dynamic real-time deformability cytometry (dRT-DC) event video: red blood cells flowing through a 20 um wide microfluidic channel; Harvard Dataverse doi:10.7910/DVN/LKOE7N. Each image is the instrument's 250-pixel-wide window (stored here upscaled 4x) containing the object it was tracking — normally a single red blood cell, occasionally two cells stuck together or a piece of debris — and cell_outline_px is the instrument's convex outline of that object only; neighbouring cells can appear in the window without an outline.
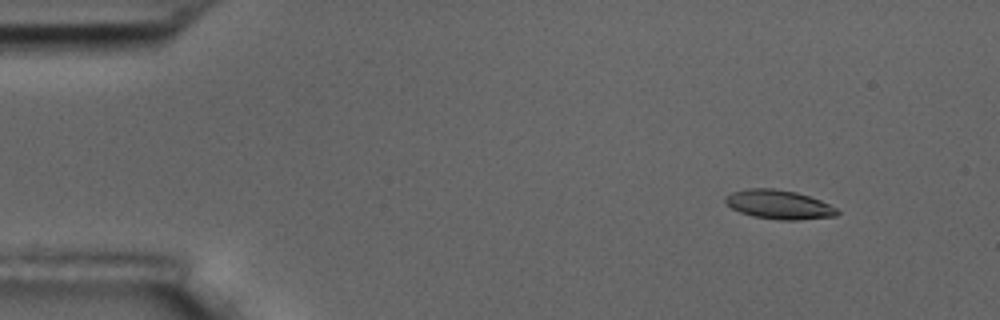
{"species": "common noctule bat (a hibernating species)", "species_latin": "Nyctalus noctula", "temperature_condition": "room temperature", "stored_images_in_passage": 5, "camera_frame_rate_fps": 3000, "um_per_image_px": 0.085, "animal": {"sex": "male", "body_mass_g": 17.5, "forearm_length_mm": 52.3}, "frame": {"image": 1, "passage_image": 1, "time_ms": 0.0, "image_size_px": [1000, 320], "cell_outline_px": [[840, 212], [836, 216], [800, 220], [780, 220], [752, 216], [740, 212], [732, 208], [724, 200], [724, 196], [732, 192], [748, 188], [772, 188], [796, 192], [820, 200], [836, 208]], "centroid_in_image_um": [66.2, 17.39], "position_along_channel_um": 18.8, "area_um2": 18.9}}
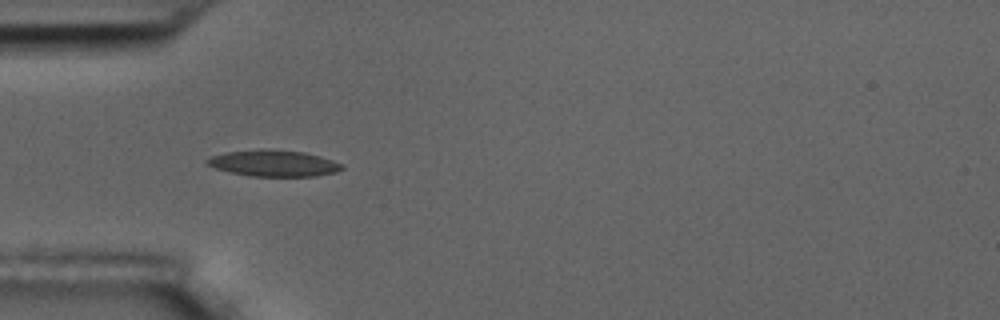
{"frame": {"image": 2, "passage_image": 4, "time_ms": 3.667, "image_size_px": [1000, 320], "cell_outline_px": [[344, 168], [336, 172], [316, 176], [252, 176], [228, 172], [204, 164], [204, 160], [212, 156], [224, 152], [264, 148], [268, 148], [304, 152], [320, 156], [344, 164]], "centroid_in_image_um": [23.24, 13.86], "position_along_channel_um": 61.8, "area_um2": 20.98}}